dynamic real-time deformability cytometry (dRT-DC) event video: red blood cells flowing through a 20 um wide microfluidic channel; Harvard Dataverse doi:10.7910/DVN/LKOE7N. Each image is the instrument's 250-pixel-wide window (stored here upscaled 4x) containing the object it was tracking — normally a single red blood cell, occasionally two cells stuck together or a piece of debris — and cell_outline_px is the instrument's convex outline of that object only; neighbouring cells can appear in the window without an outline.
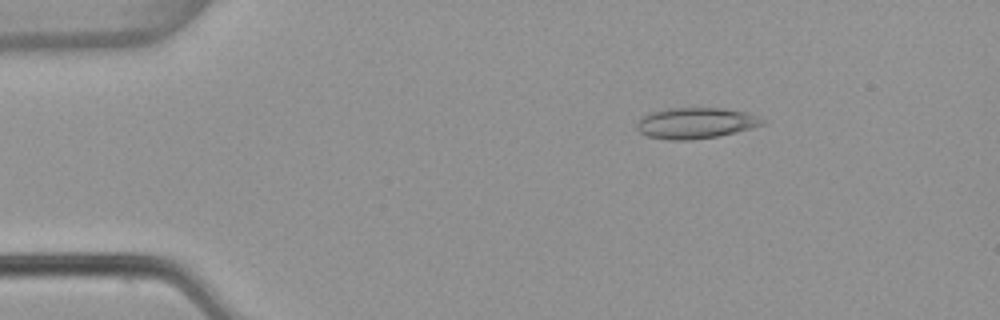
{"species": "common noctule bat (a hibernating species)", "species_latin": "Nyctalus noctula", "temperature_condition": "warm", "stored_images_in_passage": 41, "segment_of_instrument_passage": [1, 2], "camera_frame_rate_fps": 3000, "um_per_image_px": 0.085, "animal": {"sex": "female", "body_mass_g": 22.7, "forearm_length_mm": 54.2}, "frame": {"image": 1, "passage_image": 9, "time_ms": 2.667, "image_size_px": [1000, 320], "cell_outline_px": [[768, 120], [764, 124], [752, 128], [736, 132], [716, 136], [692, 140], [668, 140], [648, 136], [640, 132], [636, 128], [636, 124], [644, 116], [652, 112], [668, 108], [724, 108], [748, 112]], "centroid_in_image_um": [59.19, 10.46], "position_along_channel_um": 25.8, "area_um2": 22.72}}